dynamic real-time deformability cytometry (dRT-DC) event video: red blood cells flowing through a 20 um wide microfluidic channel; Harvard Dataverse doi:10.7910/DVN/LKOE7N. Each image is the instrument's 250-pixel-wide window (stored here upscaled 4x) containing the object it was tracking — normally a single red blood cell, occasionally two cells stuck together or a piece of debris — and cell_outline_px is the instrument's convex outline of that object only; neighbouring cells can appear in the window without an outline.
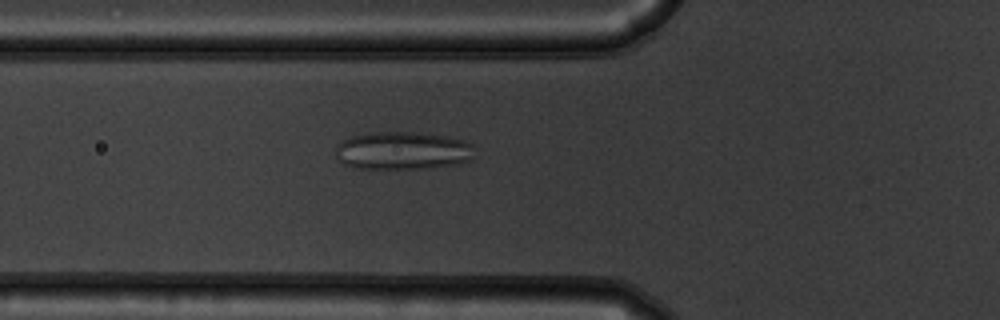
{"species": "common noctule bat (a hibernating species)", "species_latin": "Nyctalus noctula", "temperature_condition": "warm", "stored_images_in_passage": 42, "camera_frame_rate_fps": 3000, "um_per_image_px": 0.085, "animal": {"sex": "male", "body_mass_g": 19.5, "forearm_length_mm": 54.6}, "frame": {"image": 1, "passage_image": 8, "time_ms": 2.333, "image_size_px": [1000, 320], "cell_outline_px": [[472, 160], [460, 164], [428, 168], [356, 168], [344, 164], [336, 160], [336, 144], [352, 136], [376, 132], [420, 132], [448, 136], [464, 140], [472, 144]], "centroid_in_image_um": [34.24, 12.8], "position_along_channel_um": 91.6, "area_um2": 30.92}}
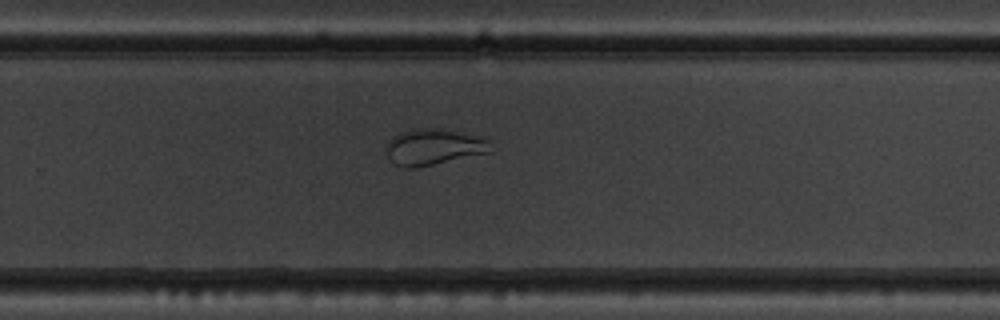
{"frame": {"image": 2, "passage_image": 24, "time_ms": 7.667, "image_size_px": [1000, 320], "cell_outline_px": [[492, 152], [416, 168], [404, 168], [392, 164], [384, 148], [388, 140], [392, 136], [400, 132], [412, 128], [444, 128], [488, 140]], "centroid_in_image_um": [36.77, 12.5], "position_along_channel_um": 293.0, "area_um2": 22.25}}
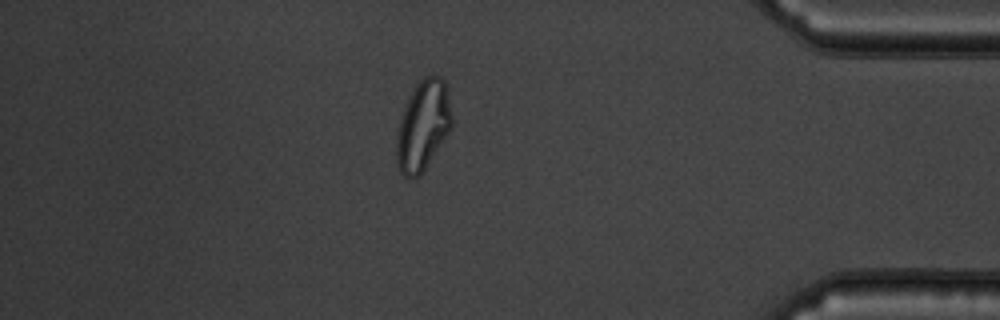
{"frame": {"image": 3, "passage_image": 35, "time_ms": 11.333, "image_size_px": [1000, 320], "cell_outline_px": [[452, 124], [448, 132], [420, 176], [408, 180], [400, 172], [396, 160], [396, 140], [400, 120], [404, 108], [416, 84], [424, 76], [440, 76], [444, 80], [448, 92], [452, 116]], "centroid_in_image_um": [35.95, 10.69], "position_along_channel_um": 399.3, "area_um2": 28.73}, "authors_computed_cell_mechanics": {"area_um2": 27.744, "velocity_mm_per_s": 3.782, "shape_relaxation_time_tau1_ms": null, "shape_relaxation_time_tau2_ms": 1.1175, "deformation_change_tau1": null, "deformation_change_tau2": 0.0761}}